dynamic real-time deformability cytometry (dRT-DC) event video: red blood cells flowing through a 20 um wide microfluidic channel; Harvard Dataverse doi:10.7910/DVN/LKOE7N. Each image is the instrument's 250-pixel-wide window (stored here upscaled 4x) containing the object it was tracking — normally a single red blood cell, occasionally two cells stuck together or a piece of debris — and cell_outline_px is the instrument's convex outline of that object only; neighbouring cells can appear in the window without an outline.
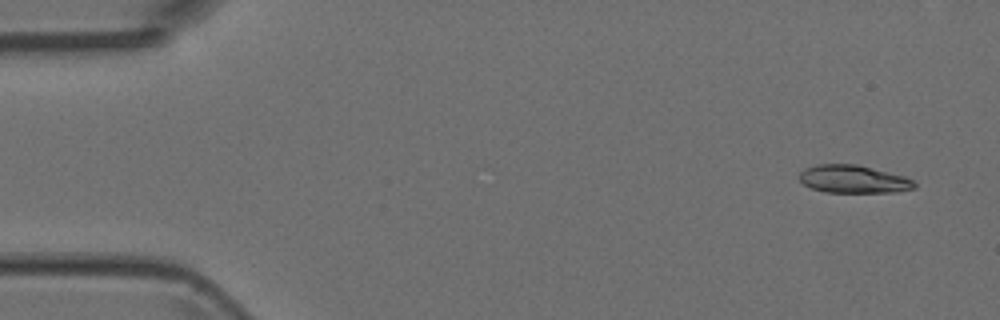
{"species": "Egyptian fruit bat (a non-hibernating species)", "species_latin": "Rousettus aegyptiacus", "temperature_condition": "room temperature", "stored_images_in_passage": 3, "camera_frame_rate_fps": 3000, "um_per_image_px": 0.085, "animal": {"sex": "female"}, "frame": {"image": 1, "passage_image": 1, "time_ms": 0.0, "image_size_px": [1000, 320], "cell_outline_px": [[916, 188], [896, 192], [824, 192], [812, 188], [804, 184], [800, 180], [800, 172], [804, 168], [816, 164], [856, 164], [904, 176], [912, 180], [916, 184]], "centroid_in_image_um": [72.53, 15.23], "position_along_channel_um": 12.5, "area_um2": 18.61}}